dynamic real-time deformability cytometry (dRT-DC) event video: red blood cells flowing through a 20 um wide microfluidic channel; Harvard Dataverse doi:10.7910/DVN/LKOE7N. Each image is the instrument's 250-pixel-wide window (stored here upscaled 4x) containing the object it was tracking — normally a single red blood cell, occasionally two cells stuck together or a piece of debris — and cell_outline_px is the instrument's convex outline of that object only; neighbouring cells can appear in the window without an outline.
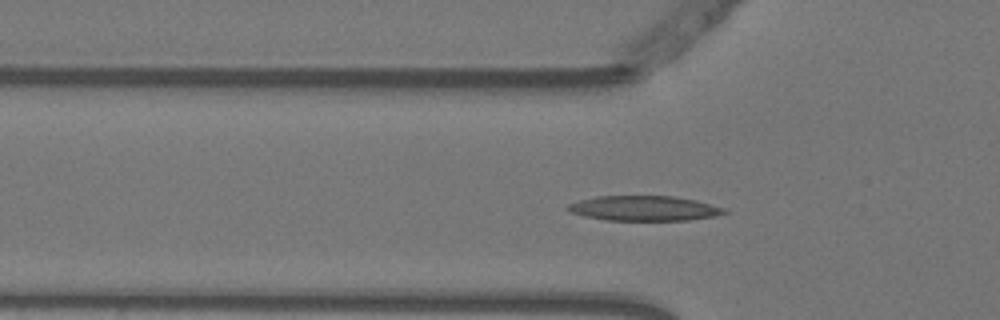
{"species": "Egyptian fruit bat (a non-hibernating species)", "species_latin": "Rousettus aegyptiacus", "temperature_condition": "warm", "stored_images_in_passage": 53, "camera_frame_rate_fps": 3000, "um_per_image_px": 0.085, "animal": {"sex": "female"}, "frame": {"image": 1, "passage_image": 15, "time_ms": 4.667, "image_size_px": [1000, 320], "cell_outline_px": [[728, 212], [712, 216], [688, 220], [604, 220], [584, 216], [572, 212], [564, 208], [568, 204], [580, 200], [596, 196], [672, 196], [696, 200], [724, 208]], "centroid_in_image_um": [54.71, 17.7], "position_along_channel_um": 71.1, "area_um2": 22.6}}
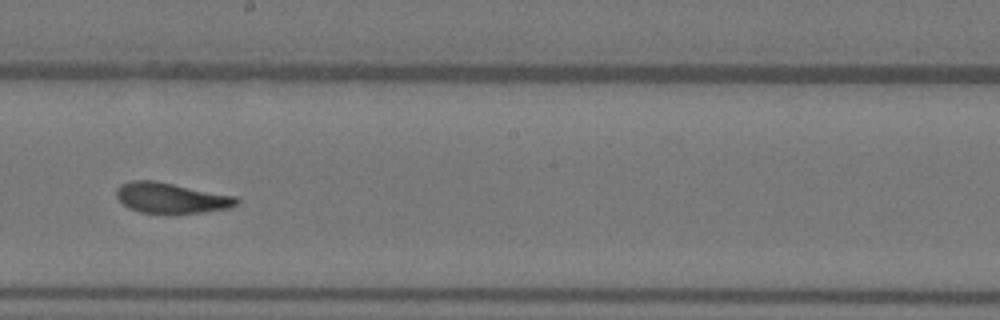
{"frame": {"image": 2, "passage_image": 28, "time_ms": 9.0, "image_size_px": [1000, 320], "cell_outline_px": [[240, 200], [236, 204], [228, 208], [204, 212], [140, 212], [128, 208], [116, 196], [116, 188], [120, 184], [132, 180], [156, 180], [236, 196]], "centroid_in_image_um": [14.53, 16.79], "position_along_channel_um": 233.7, "area_um2": 21.15}}
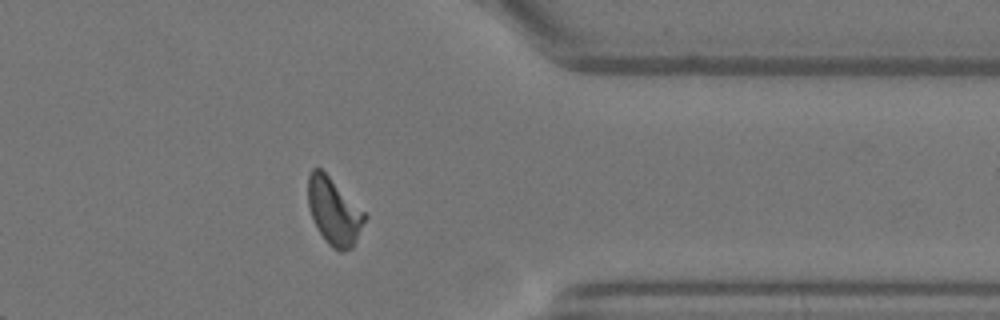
{"frame": {"image": 3, "passage_image": 41, "time_ms": 13.333, "image_size_px": [1000, 320], "cell_outline_px": [[368, 216], [352, 248], [344, 252], [340, 252], [332, 248], [324, 240], [312, 216], [308, 204], [308, 176], [312, 168], [320, 168]], "centroid_in_image_um": [28.39, 18.0], "position_along_channel_um": 383.0, "area_um2": 21.68}, "authors_computed_cell_mechanics": {"area_um2": 21.675, "velocity_mm_per_s": 3.7292, "shape_relaxation_time_tau1_ms": 6.4874, "shape_relaxation_time_tau2_ms": 2.6299, "deformation_change_tau1": 0.2267, "deformation_change_tau2": 0.1066}}